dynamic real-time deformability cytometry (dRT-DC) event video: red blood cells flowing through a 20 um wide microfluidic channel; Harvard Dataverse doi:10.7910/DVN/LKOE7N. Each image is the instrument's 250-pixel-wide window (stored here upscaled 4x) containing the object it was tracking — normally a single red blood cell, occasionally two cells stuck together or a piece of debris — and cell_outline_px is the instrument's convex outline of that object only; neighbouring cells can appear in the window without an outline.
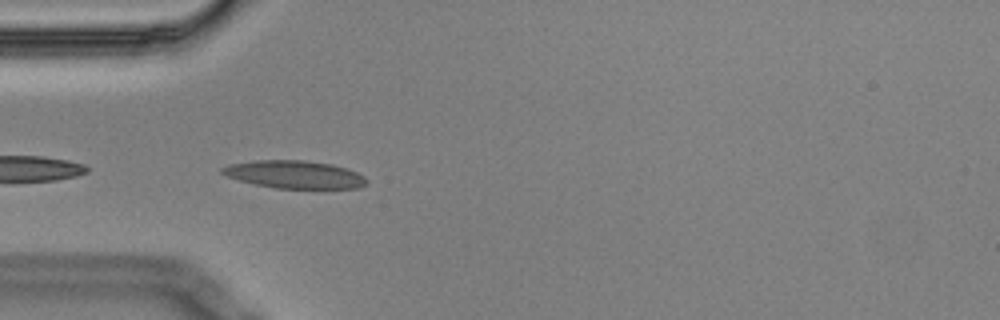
{"species": "Egyptian fruit bat (a non-hibernating species)", "species_latin": "Rousettus aegyptiacus", "temperature_condition": "cold", "stored_images_in_passage": 8, "camera_frame_rate_fps": 3000, "um_per_image_px": 0.085, "animal": {"sex": "male"}, "frame": {"image": 1, "passage_image": 5, "time_ms": 1.333, "image_size_px": [1000, 320], "cell_outline_px": [[368, 180], [360, 188], [276, 188], [256, 184], [240, 180], [228, 176], [220, 172], [220, 168], [228, 164], [252, 160], [304, 160], [332, 164], [356, 172], [364, 176]], "centroid_in_image_um": [25.0, 14.82], "position_along_channel_um": 60.0, "area_um2": 23.24}}
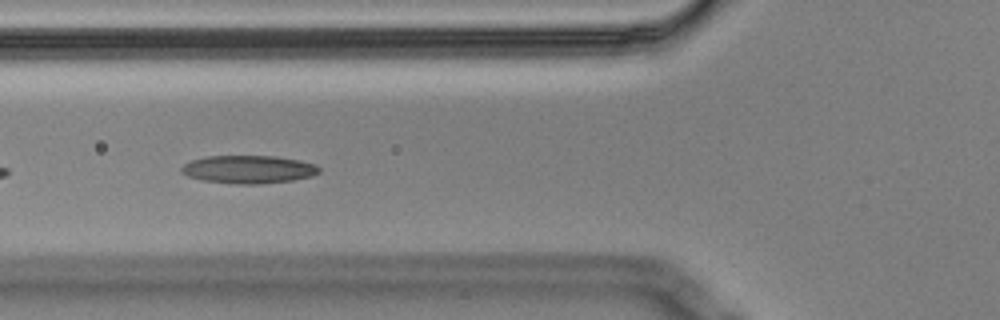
{"frame": {"image": 2, "passage_image": 6, "time_ms": 1.667, "image_size_px": [1000, 320], "cell_outline_px": [[320, 172], [312, 176], [292, 180], [260, 184], [236, 184], [204, 180], [188, 176], [180, 172], [180, 168], [184, 164], [192, 160], [208, 156], [276, 156], [316, 164], [320, 168]], "centroid_in_image_um": [21.12, 14.4], "position_along_channel_um": 104.7, "area_um2": 22.37}}
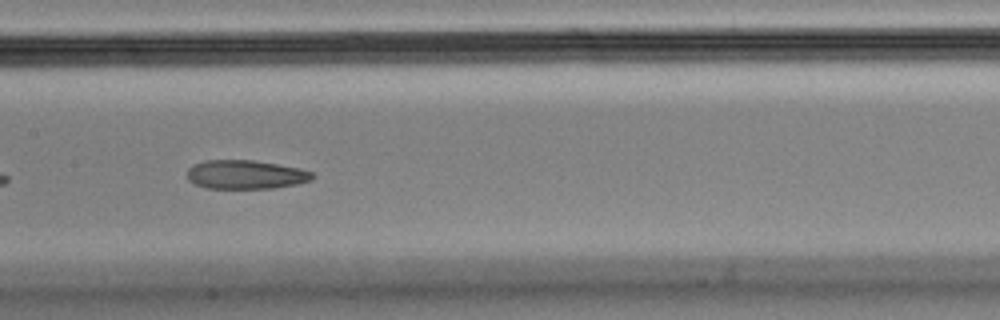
{"frame": {"image": 3, "passage_image": 8, "time_ms": 2.333, "image_size_px": [1000, 320], "cell_outline_px": [[316, 176], [312, 180], [296, 184], [272, 188], [208, 188], [196, 184], [188, 180], [188, 168], [192, 164], [208, 160], [252, 160], [300, 168], [312, 172]], "centroid_in_image_um": [20.89, 14.83], "position_along_channel_um": 186.5, "area_um2": 20.98}}